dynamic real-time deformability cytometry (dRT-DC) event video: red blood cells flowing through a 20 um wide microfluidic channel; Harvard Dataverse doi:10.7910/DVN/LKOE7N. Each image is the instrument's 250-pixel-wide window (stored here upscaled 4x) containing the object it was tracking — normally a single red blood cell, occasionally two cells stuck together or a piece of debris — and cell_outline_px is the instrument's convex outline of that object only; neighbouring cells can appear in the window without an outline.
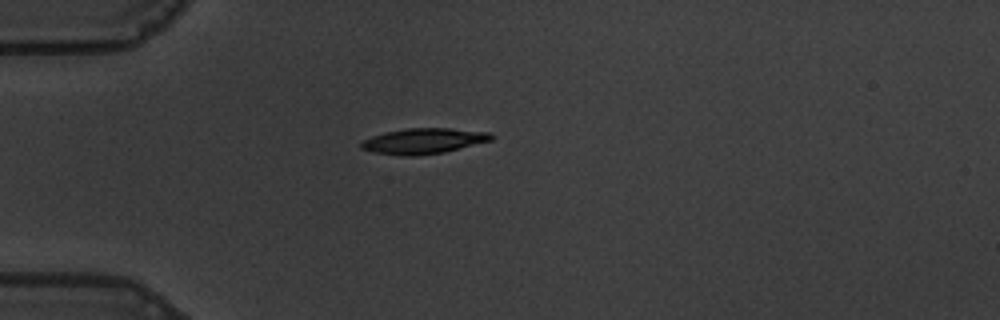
{"species": "common noctule bat (a hibernating species)", "species_latin": "Nyctalus noctula", "temperature_condition": "warm", "stored_images_in_passage": 38, "camera_frame_rate_fps": 3000, "um_per_image_px": 0.085, "animal": {"sex": "male", "body_mass_g": 19.5, "forearm_length_mm": 54.6}, "frame": {"image": 1, "passage_image": 1, "time_ms": 0.0, "image_size_px": [1000, 320], "cell_outline_px": [[496, 136], [492, 140], [444, 152], [416, 156], [400, 156], [376, 152], [360, 148], [360, 144], [364, 140], [372, 136], [388, 132], [408, 128], [448, 128], [492, 132]], "centroid_in_image_um": [36.06, 11.98], "position_along_channel_um": 48.9, "area_um2": 19.31}}
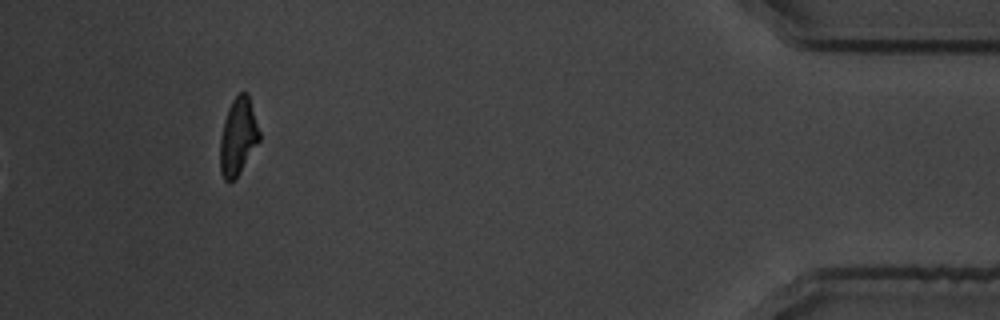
{"frame": {"image": 2, "passage_image": 38, "time_ms": 12.333, "image_size_px": [1000, 320], "cell_outline_px": [[260, 140], [240, 172], [232, 180], [224, 180], [220, 172], [220, 140], [224, 120], [228, 108], [232, 100], [240, 92], [248, 92], [260, 132]], "centroid_in_image_um": [20.24, 11.58], "position_along_channel_um": 415.0, "area_um2": 17.57}, "authors_computed_cell_mechanics": {"area_um2": 18.8428, "velocity_mm_per_s": 3.5886, "shape_relaxation_time_tau1_ms": 2.9041, "shape_relaxation_time_tau2_ms": 2.9771, "deformation_change_tau1": 0.1668, "deformation_change_tau2": 0.0897}}